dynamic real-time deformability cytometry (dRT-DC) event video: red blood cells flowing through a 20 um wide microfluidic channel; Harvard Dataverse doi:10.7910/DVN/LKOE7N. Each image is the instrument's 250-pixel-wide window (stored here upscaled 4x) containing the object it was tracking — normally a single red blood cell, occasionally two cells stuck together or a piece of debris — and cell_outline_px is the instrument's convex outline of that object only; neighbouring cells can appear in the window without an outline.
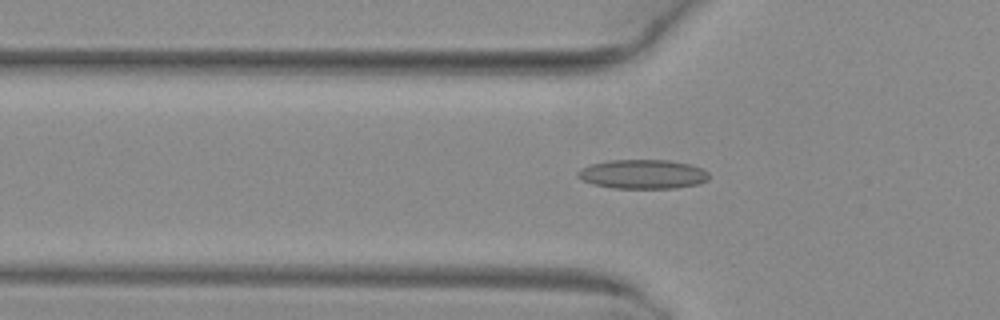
{"species": "common noctule bat (a hibernating species)", "species_latin": "Nyctalus noctula", "temperature_condition": "warm", "stored_images_in_passage": 41, "camera_frame_rate_fps": 3000, "um_per_image_px": 0.085, "animal": {"sex": "female", "body_mass_g": 29.2, "forearm_length_mm": 56.3}, "frame": {"image": 1, "passage_image": 13, "time_ms": 4.0, "image_size_px": [1000, 320], "cell_outline_px": [[708, 180], [700, 184], [676, 188], [612, 188], [592, 184], [580, 180], [576, 176], [576, 172], [580, 168], [588, 164], [608, 160], [668, 160], [688, 164], [700, 168], [708, 172]], "centroid_in_image_um": [54.57, 14.81], "position_along_channel_um": 71.2, "area_um2": 22.6}}
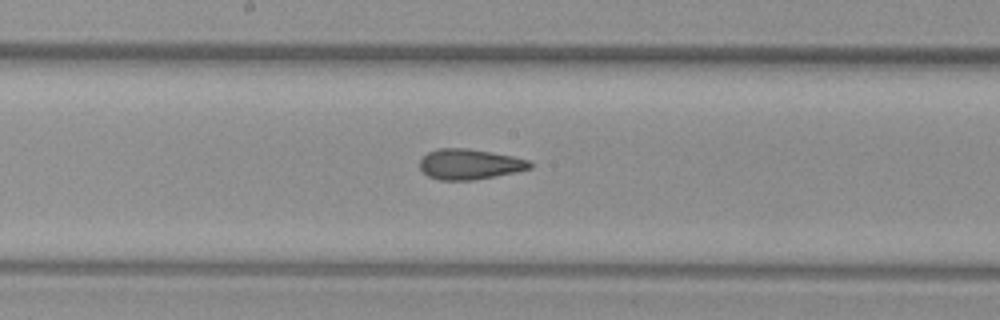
{"frame": {"image": 2, "passage_image": 23, "time_ms": 7.333, "image_size_px": [1000, 320], "cell_outline_px": [[532, 168], [472, 180], [440, 180], [428, 176], [420, 168], [420, 160], [428, 152], [436, 148], [468, 148], [492, 152], [512, 156], [528, 160], [532, 164]], "centroid_in_image_um": [39.88, 13.94], "position_along_channel_um": 208.3, "area_um2": 19.31}}
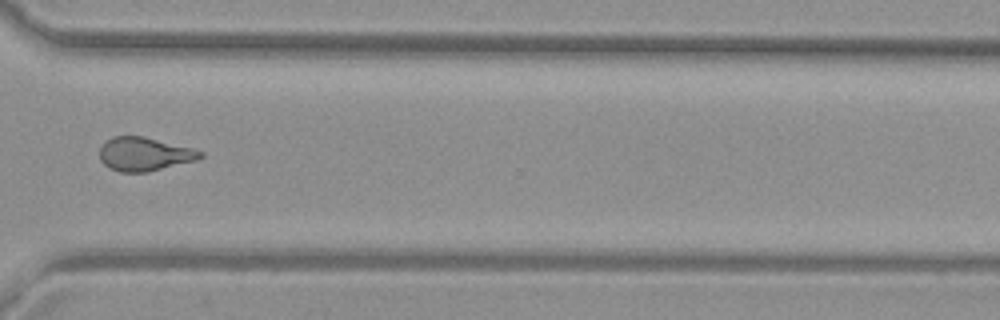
{"frame": {"image": 3, "passage_image": 34, "time_ms": 11.0, "image_size_px": [1000, 320], "cell_outline_px": [[204, 156], [196, 160], [148, 172], [120, 172], [108, 168], [100, 160], [100, 148], [104, 140], [112, 136], [144, 136], [192, 148], [204, 152]], "centroid_in_image_um": [12.25, 13.09], "position_along_channel_um": 358.4, "area_um2": 19.88}}